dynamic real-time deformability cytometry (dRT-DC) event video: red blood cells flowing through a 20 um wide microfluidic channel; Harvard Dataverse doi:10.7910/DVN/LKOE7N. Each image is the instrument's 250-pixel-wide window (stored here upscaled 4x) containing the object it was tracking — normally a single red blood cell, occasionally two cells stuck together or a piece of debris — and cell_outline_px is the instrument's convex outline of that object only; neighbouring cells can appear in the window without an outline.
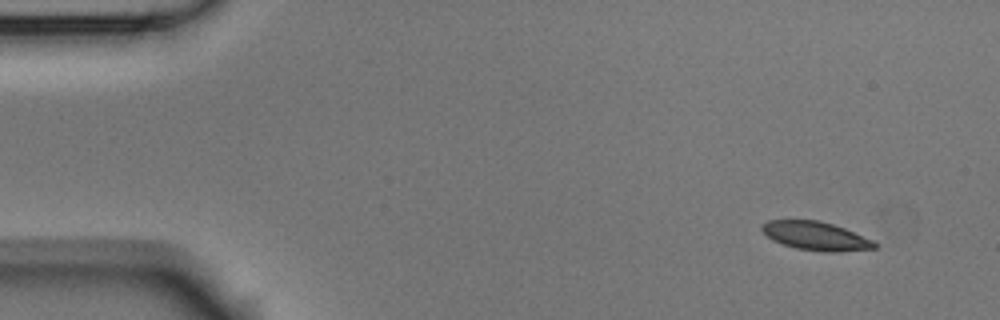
{"species": "Egyptian fruit bat (a non-hibernating species)", "species_latin": "Rousettus aegyptiacus", "temperature_condition": "room temperature", "stored_images_in_passage": 4, "camera_frame_rate_fps": 3000, "um_per_image_px": 0.085, "animal": {"sex": "male"}, "frame": {"image": 1, "passage_image": 1, "time_ms": 0.0, "image_size_px": [1000, 320], "cell_outline_px": [[876, 248], [840, 252], [824, 252], [796, 248], [772, 240], [760, 228], [768, 220], [816, 220], [832, 224], [844, 228], [872, 240], [876, 244]], "centroid_in_image_um": [69.34, 20.06], "position_along_channel_um": 15.7, "area_um2": 18.5}}
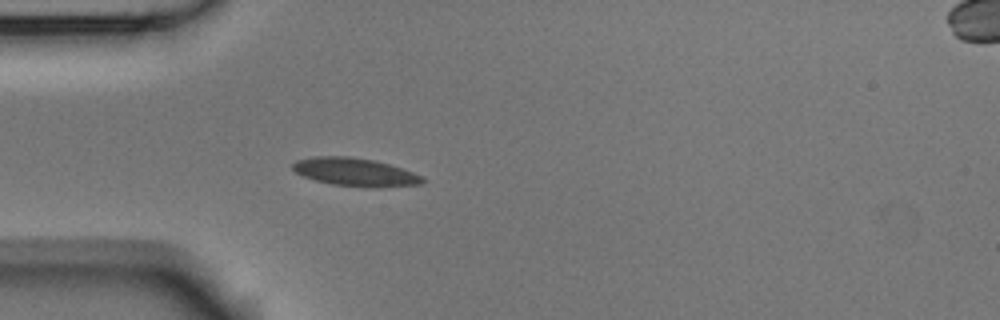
{"frame": {"image": 2, "passage_image": 4, "time_ms": 1.0, "image_size_px": [1000, 320], "cell_outline_px": [[428, 180], [424, 184], [380, 188], [372, 188], [332, 184], [316, 180], [304, 176], [296, 172], [292, 168], [292, 164], [296, 160], [312, 156], [348, 156], [372, 160], [388, 164], [424, 176]], "centroid_in_image_um": [30.24, 14.64], "position_along_channel_um": 54.8, "area_um2": 21.44}}